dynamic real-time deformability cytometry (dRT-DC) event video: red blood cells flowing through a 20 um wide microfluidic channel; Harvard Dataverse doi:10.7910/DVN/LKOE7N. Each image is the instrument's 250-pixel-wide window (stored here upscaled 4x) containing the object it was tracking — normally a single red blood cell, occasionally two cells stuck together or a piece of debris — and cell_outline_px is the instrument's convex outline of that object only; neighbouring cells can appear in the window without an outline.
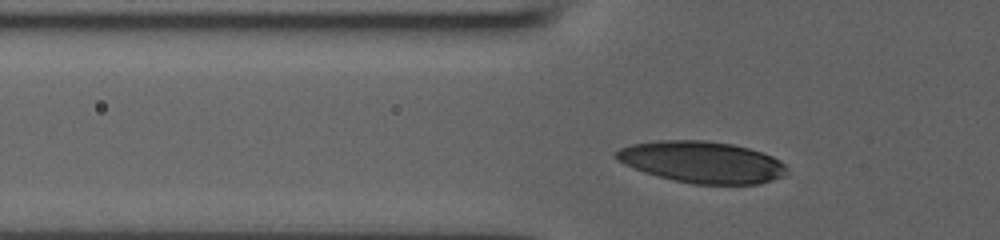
{"species": "human", "species_latin": "Homo sapiens", "temperature_condition": "room temperature", "stored_images_in_passage": 31, "camera_frame_rate_fps": 3000, "um_per_image_px": 0.085, "donor": {"sex": "male"}, "frame": {"image": 1, "passage_image": 6, "time_ms": 1.667, "image_size_px": [1000, 240], "cell_outline_px": [[788, 172], [784, 176], [772, 180], [756, 184], [696, 184], [672, 180], [656, 176], [644, 172], [624, 164], [612, 156], [620, 148], [632, 144], [656, 140], [704, 140], [732, 144], [748, 148], [772, 156], [780, 160], [788, 168]], "centroid_in_image_um": [59.66, 13.77], "position_along_channel_um": 66.1, "area_um2": 41.44}}
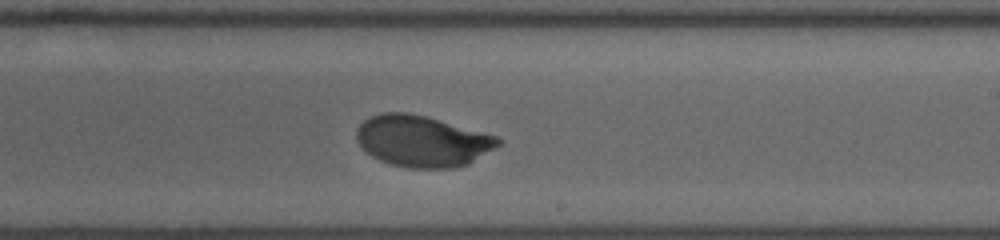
{"frame": {"image": 2, "passage_image": 20, "time_ms": 6.333, "image_size_px": [1000, 240], "cell_outline_px": [[504, 140], [500, 144], [468, 164], [452, 168], [404, 168], [388, 164], [372, 156], [360, 144], [356, 136], [356, 128], [364, 120], [372, 116], [384, 112], [404, 112], [424, 116], [496, 136]], "centroid_in_image_um": [35.87, 12.01], "position_along_channel_um": 253.1, "area_um2": 41.85}}
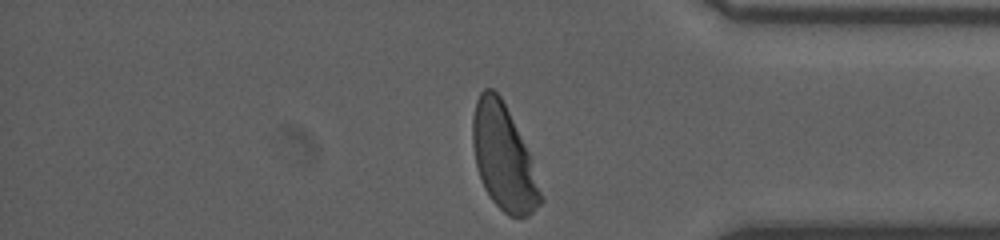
{"frame": {"image": 3, "passage_image": 31, "time_ms": 10.0, "image_size_px": [1000, 240], "cell_outline_px": [[544, 200], [528, 216], [508, 216], [492, 200], [484, 188], [476, 164], [472, 144], [472, 116], [476, 100], [480, 92], [484, 88], [492, 88], [500, 96], [528, 152]], "centroid_in_image_um": [42.77, 13.4], "position_along_channel_um": 392.4, "area_um2": 40.81}}